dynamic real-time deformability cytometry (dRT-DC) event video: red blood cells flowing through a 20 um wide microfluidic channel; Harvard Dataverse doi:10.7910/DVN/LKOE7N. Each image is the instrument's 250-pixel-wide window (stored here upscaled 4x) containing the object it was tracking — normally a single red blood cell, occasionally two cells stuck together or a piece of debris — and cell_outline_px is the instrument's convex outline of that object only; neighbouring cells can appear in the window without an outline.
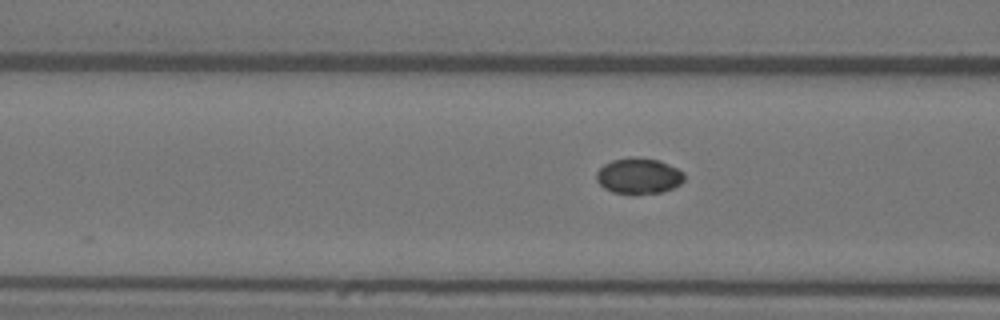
{"species": "Egyptian fruit bat (a non-hibernating species)", "species_latin": "Rousettus aegyptiacus", "temperature_condition": "warm", "stored_images_in_passage": 6, "camera_frame_rate_fps": 3000, "um_per_image_px": 0.085, "animal": {"sex": "female"}, "frame": {"image": 1, "passage_image": 6, "time_ms": 1.667, "image_size_px": [1000, 320], "cell_outline_px": [[684, 180], [680, 184], [672, 188], [660, 192], [636, 196], [612, 192], [604, 188], [596, 180], [596, 172], [604, 164], [612, 160], [628, 156], [636, 156], [660, 160], [684, 172]], "centroid_in_image_um": [54.27, 14.96], "position_along_channel_um": 112.3, "area_um2": 18.84}}